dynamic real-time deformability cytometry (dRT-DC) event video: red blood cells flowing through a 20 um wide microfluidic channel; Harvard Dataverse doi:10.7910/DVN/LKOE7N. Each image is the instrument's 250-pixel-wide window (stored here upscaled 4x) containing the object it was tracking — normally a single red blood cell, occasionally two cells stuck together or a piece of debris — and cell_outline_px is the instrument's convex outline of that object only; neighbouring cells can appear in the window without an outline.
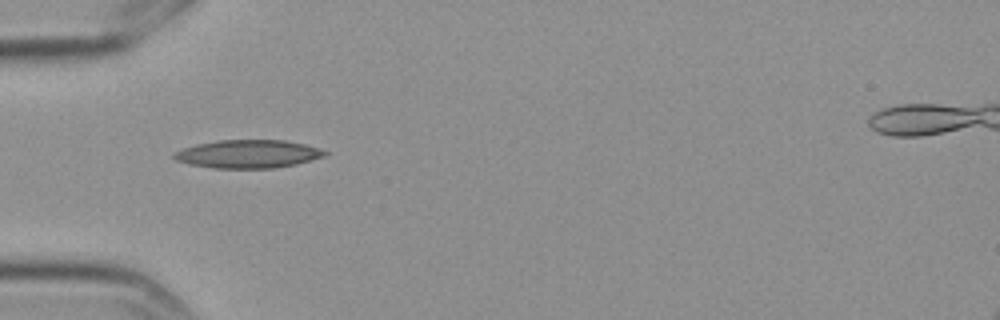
{"species": "Egyptian fruit bat (a non-hibernating species)", "species_latin": "Rousettus aegyptiacus", "temperature_condition": "cold", "stored_images_in_passage": 7, "camera_frame_rate_fps": 3000, "um_per_image_px": 0.085, "frame": {"image": 1, "passage_image": 6, "time_ms": 1.667, "image_size_px": [1000, 320], "cell_outline_px": [[328, 152], [324, 156], [312, 160], [296, 164], [272, 168], [212, 168], [188, 164], [176, 160], [172, 156], [172, 152], [196, 144], [216, 140], [284, 140], [304, 144]], "centroid_in_image_um": [21.03, 13.09], "position_along_channel_um": 64.0, "area_um2": 24.74}}
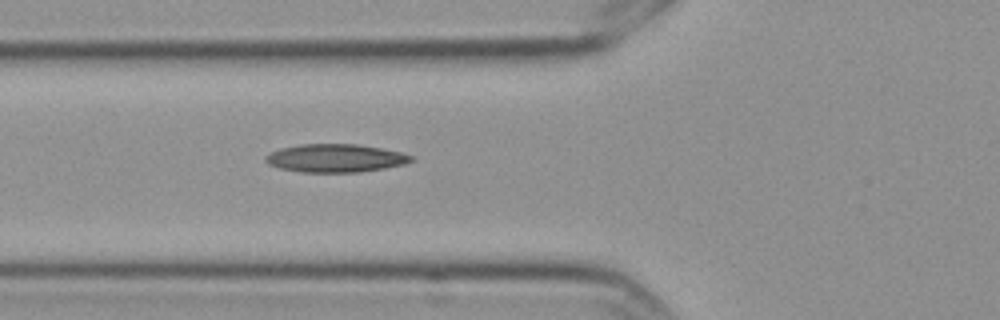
{"frame": {"image": 2, "passage_image": 7, "time_ms": 2.0, "image_size_px": [1000, 320], "cell_outline_px": [[412, 160], [404, 164], [384, 168], [360, 172], [300, 172], [280, 168], [268, 164], [264, 160], [264, 156], [268, 152], [280, 148], [300, 144], [356, 144], [380, 148], [400, 152], [412, 156]], "centroid_in_image_um": [28.44, 13.44], "position_along_channel_um": 97.4, "area_um2": 23.87}}